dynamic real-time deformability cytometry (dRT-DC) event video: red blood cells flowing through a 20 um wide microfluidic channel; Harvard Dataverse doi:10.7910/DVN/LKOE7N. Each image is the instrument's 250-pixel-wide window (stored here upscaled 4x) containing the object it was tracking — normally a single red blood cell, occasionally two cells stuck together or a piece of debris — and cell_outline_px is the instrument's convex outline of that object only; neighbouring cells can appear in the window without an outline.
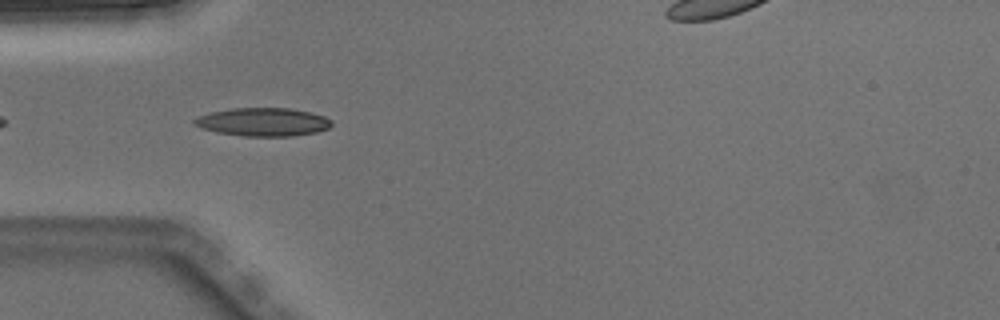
{"species": "Egyptian fruit bat (a non-hibernating species)", "species_latin": "Rousettus aegyptiacus", "temperature_condition": "warm", "stored_images_in_passage": 6, "camera_frame_rate_fps": 3000, "um_per_image_px": 0.085, "animal": {"sex": "male"}, "frame": {"image": 1, "passage_image": 4, "time_ms": 1.0, "image_size_px": [1000, 320], "cell_outline_px": [[332, 124], [328, 128], [316, 132], [292, 136], [244, 136], [216, 132], [192, 124], [192, 120], [196, 116], [212, 112], [232, 108], [288, 108], [312, 112], [324, 116], [332, 120]], "centroid_in_image_um": [22.35, 10.36], "position_along_channel_um": 62.6, "area_um2": 22.66}}